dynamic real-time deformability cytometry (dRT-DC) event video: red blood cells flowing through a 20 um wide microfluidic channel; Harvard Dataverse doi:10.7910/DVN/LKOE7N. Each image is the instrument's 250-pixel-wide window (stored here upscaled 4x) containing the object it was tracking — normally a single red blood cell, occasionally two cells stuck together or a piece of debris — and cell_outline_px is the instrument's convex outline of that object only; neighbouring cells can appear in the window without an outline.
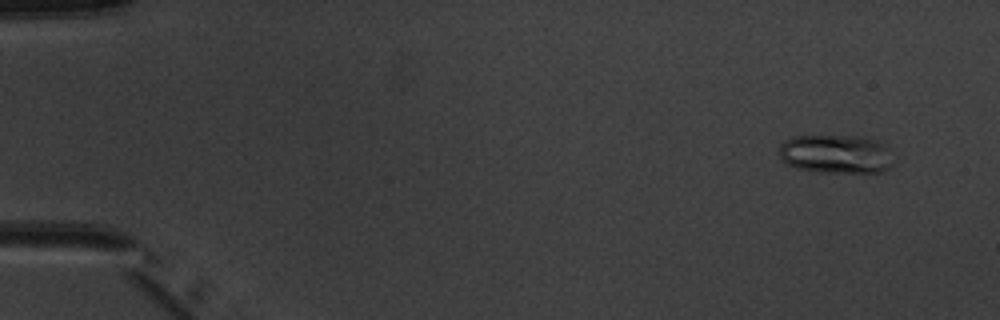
{"species": "common noctule bat (a hibernating species)", "species_latin": "Nyctalus noctula", "temperature_condition": "warm", "stored_images_in_passage": 4, "camera_frame_rate_fps": 3000, "um_per_image_px": 0.085, "animal": {"sex": "male", "body_mass_g": 20.1, "forearm_length_mm": 53.5}, "frame": {"image": 1, "passage_image": 1, "time_ms": 0.0, "image_size_px": [1000, 320], "cell_outline_px": [[892, 164], [884, 172], [816, 172], [796, 168], [788, 164], [780, 156], [780, 144], [784, 140], [796, 136], [856, 136], [880, 140], [884, 144]], "centroid_in_image_um": [71.03, 13.09], "position_along_channel_um": 14.0, "area_um2": 25.66}}